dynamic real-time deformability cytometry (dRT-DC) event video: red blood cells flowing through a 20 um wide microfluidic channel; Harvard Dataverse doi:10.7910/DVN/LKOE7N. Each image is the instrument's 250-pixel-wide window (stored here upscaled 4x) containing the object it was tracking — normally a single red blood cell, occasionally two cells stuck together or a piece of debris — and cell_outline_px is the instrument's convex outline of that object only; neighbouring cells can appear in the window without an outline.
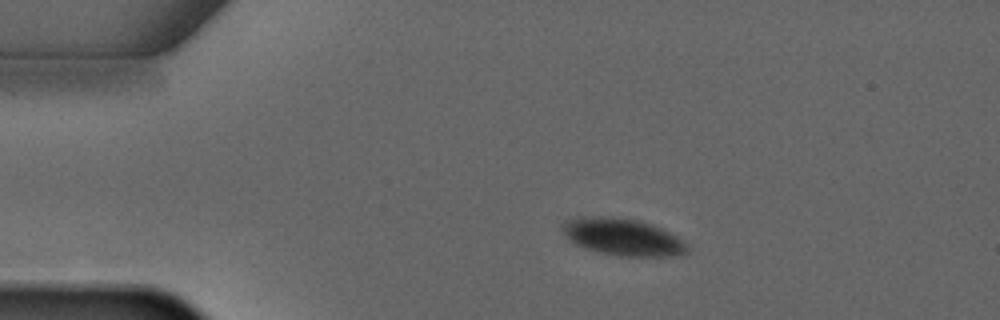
{"species": "common noctule bat (a hibernating species)", "species_latin": "Nyctalus noctula", "temperature_condition": "warm", "stored_images_in_passage": 4, "camera_frame_rate_fps": 3000, "um_per_image_px": 0.085, "animal": {"sex": "male", "forearm_length_mm": 52.5}, "frame": {"image": 1, "passage_image": 2, "time_ms": 1.333, "image_size_px": [1000, 320], "cell_outline_px": [[688, 252], [676, 256], [620, 256], [600, 252], [576, 244], [560, 228], [560, 224], [564, 220], [588, 216], [612, 216], [640, 220], [660, 228], [684, 240], [688, 248]], "centroid_in_image_um": [52.94, 20.13], "position_along_channel_um": 32.1, "area_um2": 26.82}}
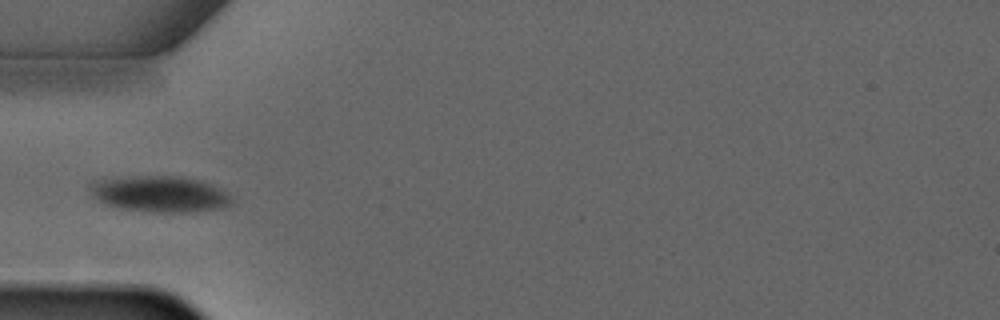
{"frame": {"image": 2, "passage_image": 3, "time_ms": 3.333, "image_size_px": [1000, 320], "cell_outline_px": [[232, 204], [220, 208], [188, 212], [152, 212], [120, 208], [104, 204], [92, 192], [92, 184], [96, 180], [132, 176], [172, 176], [196, 180], [212, 184], [232, 196]], "centroid_in_image_um": [13.62, 16.5], "position_along_channel_um": 71.4, "area_um2": 29.3}}
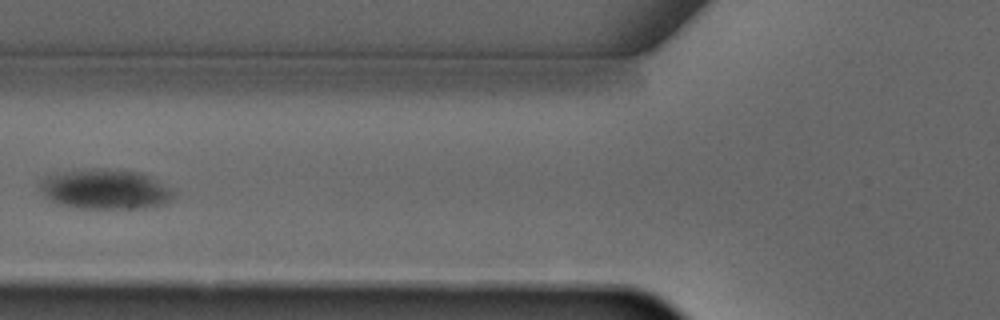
{"frame": {"image": 3, "passage_image": 4, "time_ms": 4.333, "image_size_px": [1000, 320], "cell_outline_px": [[176, 196], [172, 200], [164, 204], [144, 208], [80, 208], [60, 204], [44, 196], [40, 188], [40, 180], [48, 176], [64, 172], [96, 168], [104, 168], [140, 172], [152, 176], [172, 188], [176, 192]], "centroid_in_image_um": [9.03, 16.08], "position_along_channel_um": 116.8, "area_um2": 31.27}}